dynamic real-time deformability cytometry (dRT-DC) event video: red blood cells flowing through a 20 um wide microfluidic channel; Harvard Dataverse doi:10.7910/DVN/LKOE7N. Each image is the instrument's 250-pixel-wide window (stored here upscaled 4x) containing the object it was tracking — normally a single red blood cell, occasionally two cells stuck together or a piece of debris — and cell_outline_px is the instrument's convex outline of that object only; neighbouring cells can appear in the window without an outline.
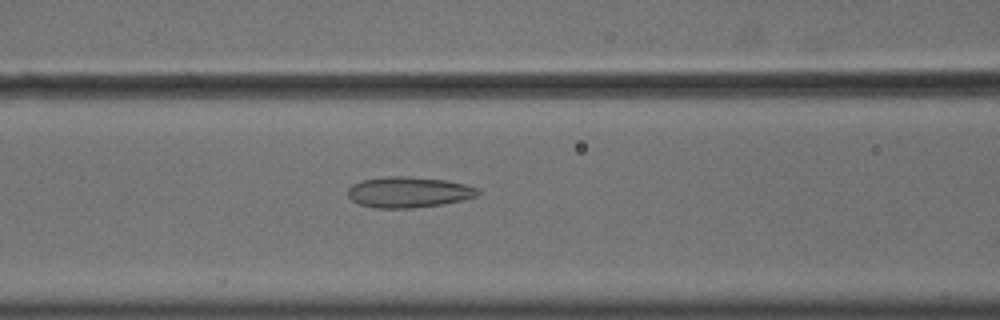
{"species": "common noctule bat (a hibernating species)", "species_latin": "Nyctalus noctula", "temperature_condition": "cold", "stored_images_in_passage": 45, "camera_frame_rate_fps": 3000, "um_per_image_px": 0.085, "animal": {"sex": "male", "body_mass_g": 18.8}, "frame": {"image": 1, "passage_image": 13, "time_ms": 4.0, "image_size_px": [1000, 320], "cell_outline_px": [[480, 192], [476, 196], [464, 200], [444, 204], [412, 208], [376, 208], [360, 204], [352, 200], [348, 196], [348, 188], [352, 184], [360, 180], [384, 176], [408, 176], [448, 180], [480, 188]], "centroid_in_image_um": [34.74, 16.32], "position_along_channel_um": 131.9, "area_um2": 23.64}}
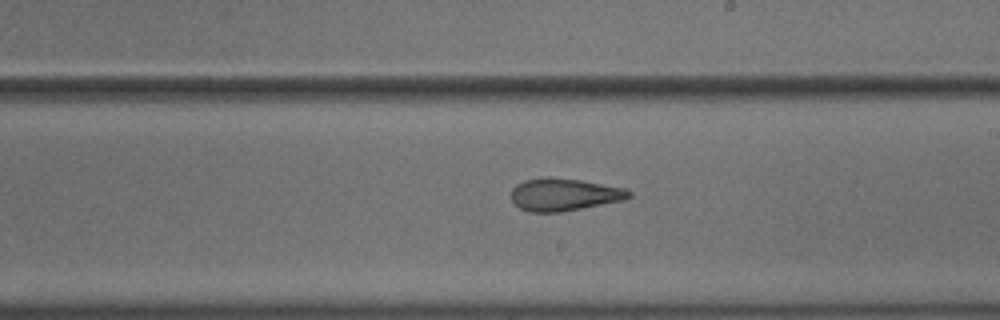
{"frame": {"image": 2, "passage_image": 22, "time_ms": 7.0, "image_size_px": [1000, 320], "cell_outline_px": [[632, 196], [624, 200], [560, 212], [528, 212], [520, 208], [512, 200], [512, 188], [516, 184], [524, 180], [548, 176], [580, 180], [624, 188], [632, 192]], "centroid_in_image_um": [47.93, 16.53], "position_along_channel_um": 241.1, "area_um2": 22.25}}
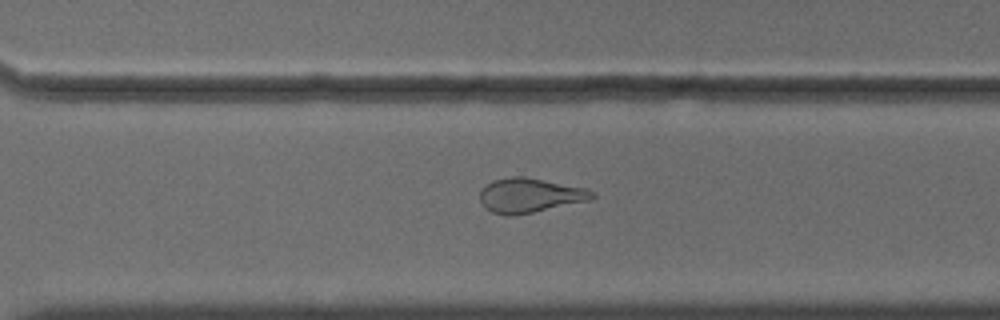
{"frame": {"image": 3, "passage_image": 29, "time_ms": 9.333, "image_size_px": [1000, 320], "cell_outline_px": [[596, 196], [592, 200], [512, 216], [504, 216], [492, 212], [480, 200], [480, 192], [492, 180], [512, 176], [524, 176], [588, 188], [596, 192]], "centroid_in_image_um": [45.1, 16.6], "position_along_channel_um": 325.5, "area_um2": 22.6}, "authors_computed_cell_mechanics": {"area_um2": 24.1026, "velocity_mm_per_s": 3.6352, "shape_relaxation_time_tau1_ms": null, "shape_relaxation_time_tau2_ms": 2.4606, "deformation_change_tau1": null, "deformation_change_tau2": 0.1101}}